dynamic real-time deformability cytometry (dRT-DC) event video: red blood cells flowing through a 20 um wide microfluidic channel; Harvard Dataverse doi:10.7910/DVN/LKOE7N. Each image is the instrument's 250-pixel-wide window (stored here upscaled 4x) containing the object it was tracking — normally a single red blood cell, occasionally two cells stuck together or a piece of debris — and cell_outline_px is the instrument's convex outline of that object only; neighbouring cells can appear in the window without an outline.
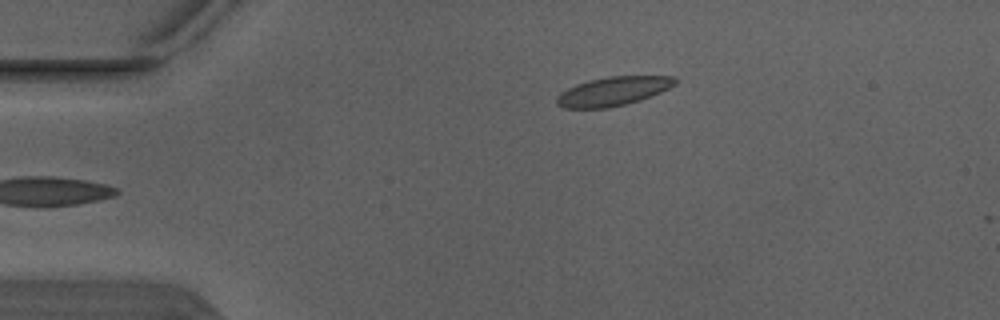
{"species": "Egyptian fruit bat (a non-hibernating species)", "species_latin": "Rousettus aegyptiacus", "temperature_condition": "warm", "stored_images_in_passage": 3, "camera_frame_rate_fps": 3000, "um_per_image_px": 0.085, "animal": {"sex": "male"}, "frame": {"image": 1, "passage_image": 3, "time_ms": 0.667, "image_size_px": [1000, 320], "cell_outline_px": [[676, 84], [660, 92], [640, 100], [608, 108], [564, 108], [556, 104], [556, 96], [560, 92], [576, 84], [588, 80], [608, 76], [676, 76]], "centroid_in_image_um": [52.08, 7.75], "position_along_channel_um": 32.9, "area_um2": 19.94}}